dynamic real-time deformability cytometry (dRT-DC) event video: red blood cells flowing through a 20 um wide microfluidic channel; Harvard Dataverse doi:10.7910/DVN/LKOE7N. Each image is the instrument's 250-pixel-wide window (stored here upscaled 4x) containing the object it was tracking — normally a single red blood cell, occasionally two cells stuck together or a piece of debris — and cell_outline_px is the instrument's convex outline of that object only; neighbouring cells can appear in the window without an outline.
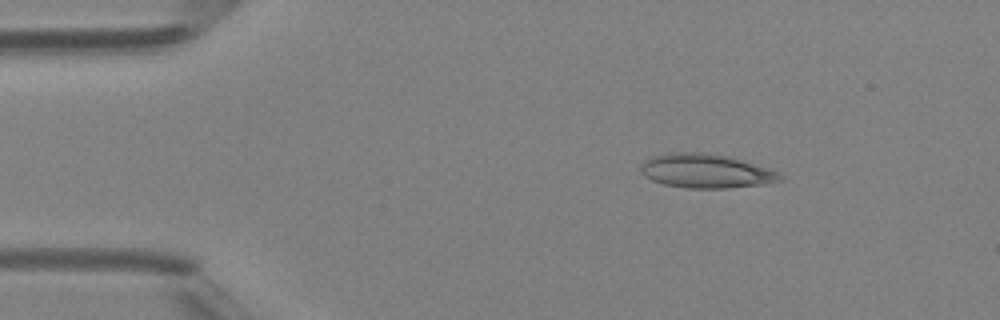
{"species": "Egyptian fruit bat (a non-hibernating species)", "species_latin": "Rousettus aegyptiacus", "temperature_condition": "room temperature", "stored_images_in_passage": 4, "camera_frame_rate_fps": 3000, "um_per_image_px": 0.085, "animal": {"sex": "female"}, "frame": {"image": 1, "passage_image": 2, "time_ms": 1.0, "image_size_px": [1000, 320], "cell_outline_px": [[784, 180], [764, 184], [728, 188], [684, 188], [664, 184], [652, 180], [644, 176], [640, 172], [640, 164], [652, 156], [668, 152], [704, 152], [728, 156], [772, 168], [780, 172], [784, 176]], "centroid_in_image_um": [60.04, 14.53], "position_along_channel_um": 25.0, "area_um2": 28.15}}